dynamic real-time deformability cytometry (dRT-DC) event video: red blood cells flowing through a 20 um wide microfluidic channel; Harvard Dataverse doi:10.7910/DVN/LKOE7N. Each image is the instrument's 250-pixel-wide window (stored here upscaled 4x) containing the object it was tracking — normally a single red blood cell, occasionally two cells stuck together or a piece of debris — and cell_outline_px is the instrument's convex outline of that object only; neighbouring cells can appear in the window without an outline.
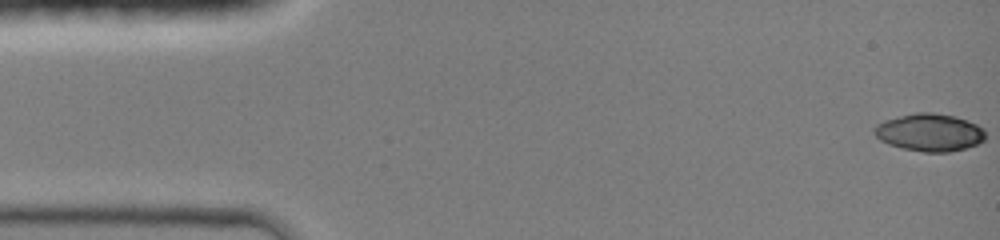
{"species": "common noctule bat (a hibernating species)", "species_latin": "Nyctalus noctula", "temperature_condition": "room temperature", "stored_images_in_passage": 37, "camera_frame_rate_fps": 3000, "um_per_image_px": 0.085, "animal": {"sex": "female", "body_mass_g": 19.0, "forearm_length_mm": 51.5}, "frame": {"image": 1, "passage_image": 1, "time_ms": 0.0, "image_size_px": [1000, 240], "cell_outline_px": [[984, 140], [976, 144], [964, 148], [948, 152], [924, 152], [904, 148], [888, 144], [880, 140], [872, 132], [872, 128], [876, 124], [884, 120], [916, 112], [932, 112], [956, 116], [968, 120], [984, 128]], "centroid_in_image_um": [78.99, 11.24], "position_along_channel_um": 6.0, "area_um2": 24.39}}
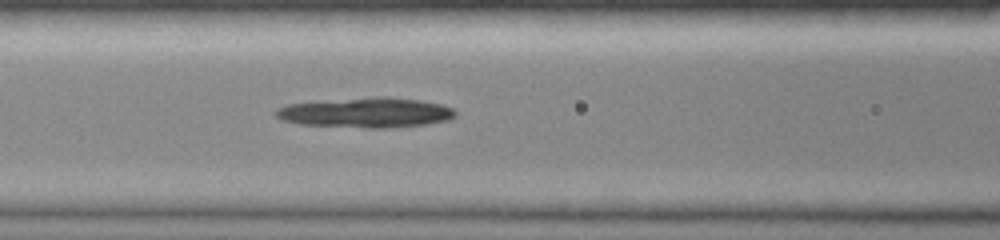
{"frame": {"image": 2, "passage_image": 16, "time_ms": 6.0, "image_size_px": [1000, 240], "cell_outline_px": [[456, 116], [448, 120], [428, 124], [388, 128], [368, 128], [300, 124], [280, 120], [276, 116], [276, 108], [288, 104], [372, 96], [388, 96], [420, 100], [440, 104], [452, 108], [456, 112]], "centroid_in_image_um": [31.13, 9.57], "position_along_channel_um": 135.5, "area_um2": 31.56}}
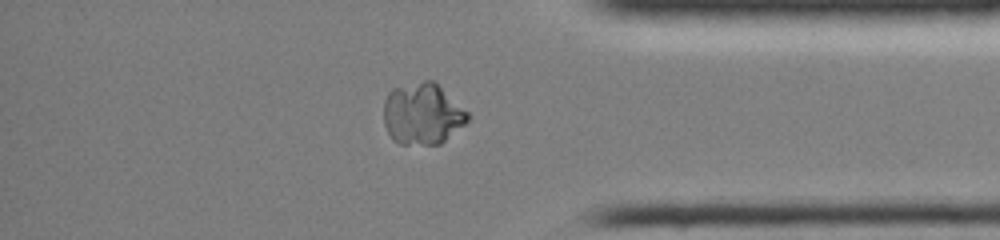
{"frame": {"image": 3, "passage_image": 32, "time_ms": 12.333, "image_size_px": [1000, 240], "cell_outline_px": [[468, 120], [464, 124], [440, 144], [400, 144], [392, 140], [384, 124], [384, 100], [388, 92], [392, 88], [424, 80], [432, 80], [468, 112]], "centroid_in_image_um": [35.86, 9.68], "position_along_channel_um": 399.3, "area_um2": 29.82}, "authors_computed_cell_mechanics": {"area_um2": 29.8248, "velocity_mm_per_s": 4.2623, "shape_relaxation_time_tau1_ms": 4.7003, "shape_relaxation_time_tau2_ms": null, "deformation_change_tau1": 0.2167, "deformation_change_tau2": null}}